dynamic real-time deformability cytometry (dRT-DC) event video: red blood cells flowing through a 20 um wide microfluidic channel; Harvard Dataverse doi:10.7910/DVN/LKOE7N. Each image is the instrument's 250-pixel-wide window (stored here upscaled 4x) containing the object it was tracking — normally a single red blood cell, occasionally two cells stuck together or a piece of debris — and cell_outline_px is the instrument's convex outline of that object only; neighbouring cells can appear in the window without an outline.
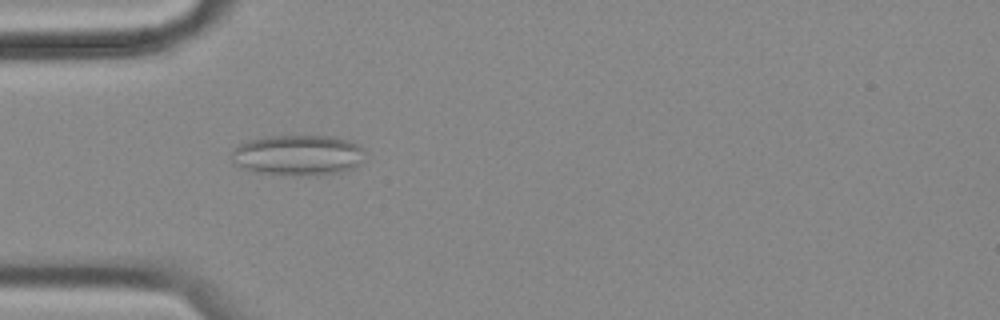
{"species": "common noctule bat (a hibernating species)", "species_latin": "Nyctalus noctula", "temperature_condition": "cold", "stored_images_in_passage": 48, "camera_frame_rate_fps": 3000, "um_per_image_px": 0.085, "animal": {"sex": "female", "body_mass_g": 18.4}, "frame": {"image": 1, "passage_image": 8, "time_ms": 2.333, "image_size_px": [1000, 320], "cell_outline_px": [[364, 148], [360, 160], [352, 168], [336, 172], [316, 176], [256, 172], [240, 168], [232, 164], [232, 152], [240, 144], [248, 140], [268, 136], [332, 136], [348, 140]], "centroid_in_image_um": [25.27, 13.18], "position_along_channel_um": 59.7, "area_um2": 31.21}}
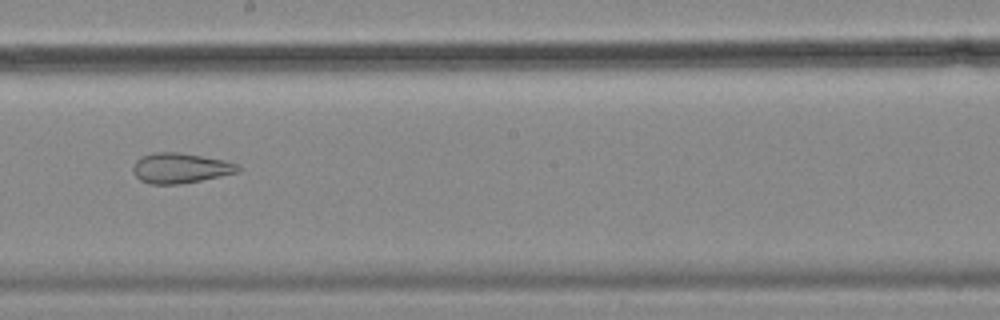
{"frame": {"image": 2, "passage_image": 23, "time_ms": 7.333, "image_size_px": [1000, 320], "cell_outline_px": [[244, 168], [240, 172], [180, 184], [148, 184], [140, 180], [132, 172], [132, 168], [136, 160], [140, 156], [152, 152], [180, 152], [224, 160], [236, 164]], "centroid_in_image_um": [15.31, 14.28], "position_along_channel_um": 232.9, "area_um2": 18.67}}
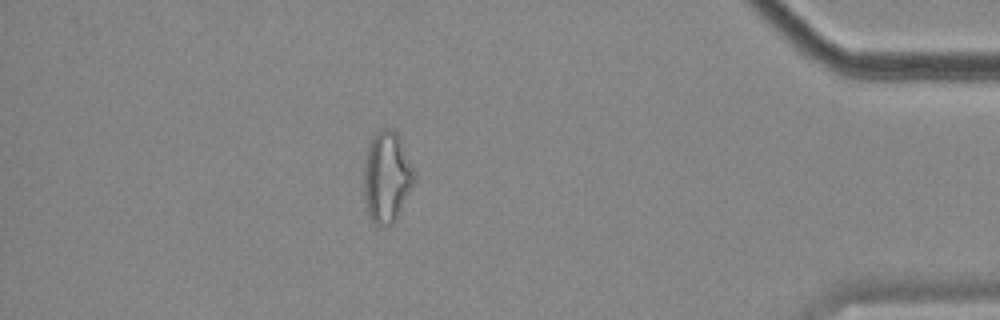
{"frame": {"image": 3, "passage_image": 41, "time_ms": 13.333, "image_size_px": [1000, 320], "cell_outline_px": [[416, 176], [396, 220], [392, 224], [376, 224], [372, 220], [368, 212], [364, 200], [364, 164], [368, 144], [372, 136], [380, 128], [392, 128], [396, 132], [416, 172]], "centroid_in_image_um": [32.86, 15.0], "position_along_channel_um": 402.3, "area_um2": 26.59}, "authors_computed_cell_mechanics": {"area_um2": 24.4494, "velocity_mm_per_s": 3.5256, "shape_relaxation_time_tau1_ms": null, "shape_relaxation_time_tau2_ms": 2.5785, "deformation_change_tau1": null, "deformation_change_tau2": 0.1116}}